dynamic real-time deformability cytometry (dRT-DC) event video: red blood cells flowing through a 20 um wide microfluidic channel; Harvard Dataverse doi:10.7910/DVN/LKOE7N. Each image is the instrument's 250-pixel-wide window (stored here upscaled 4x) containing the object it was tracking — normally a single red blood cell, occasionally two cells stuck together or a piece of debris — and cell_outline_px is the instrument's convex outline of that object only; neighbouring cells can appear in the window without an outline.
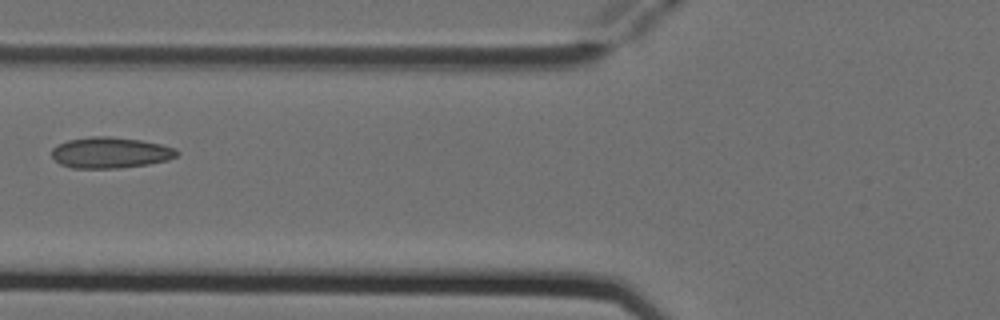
{"species": "Egyptian fruit bat (a non-hibernating species)", "species_latin": "Rousettus aegyptiacus", "temperature_condition": "cold", "stored_images_in_passage": 4, "camera_frame_rate_fps": 3000, "um_per_image_px": 0.085, "animal": {"sex": "female"}, "frame": {"image": 1, "passage_image": 4, "time_ms": 1.0, "image_size_px": [1000, 320], "cell_outline_px": [[180, 152], [176, 156], [168, 160], [148, 164], [120, 168], [72, 168], [60, 164], [52, 156], [52, 148], [56, 144], [68, 140], [92, 136], [108, 136], [140, 140], [160, 144], [176, 148]], "centroid_in_image_um": [9.37, 12.97], "position_along_channel_um": 116.4, "area_um2": 22.66}}